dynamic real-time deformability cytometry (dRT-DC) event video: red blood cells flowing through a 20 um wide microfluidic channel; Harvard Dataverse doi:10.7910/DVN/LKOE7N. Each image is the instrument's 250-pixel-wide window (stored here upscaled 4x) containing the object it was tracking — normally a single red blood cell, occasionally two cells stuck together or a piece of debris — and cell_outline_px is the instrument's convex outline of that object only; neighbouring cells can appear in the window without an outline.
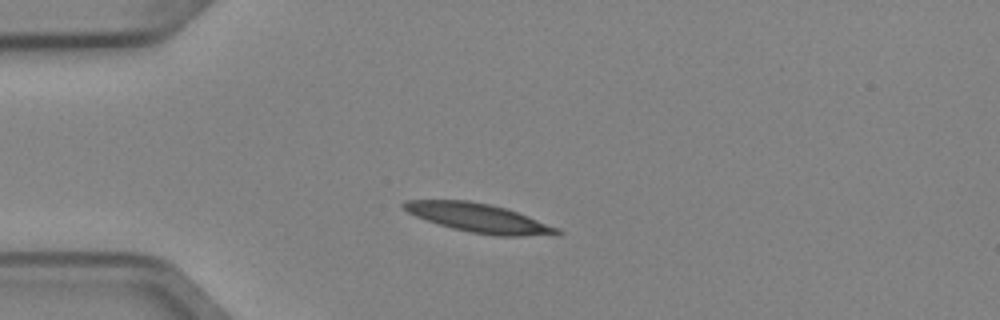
{"species": "Egyptian fruit bat (a non-hibernating species)", "species_latin": "Rousettus aegyptiacus", "temperature_condition": "cold", "stored_images_in_passage": 4, "camera_frame_rate_fps": 3000, "um_per_image_px": 0.085, "animal": {"sex": "female"}, "frame": {"image": 1, "passage_image": 3, "time_ms": 0.667, "image_size_px": [1000, 320], "cell_outline_px": [[564, 232], [556, 236], [496, 236], [472, 232], [452, 228], [416, 216], [408, 212], [400, 204], [404, 200], [468, 200], [488, 204], [504, 208], [528, 216], [560, 228]], "centroid_in_image_um": [40.77, 18.54], "position_along_channel_um": 44.2, "area_um2": 25.72}}